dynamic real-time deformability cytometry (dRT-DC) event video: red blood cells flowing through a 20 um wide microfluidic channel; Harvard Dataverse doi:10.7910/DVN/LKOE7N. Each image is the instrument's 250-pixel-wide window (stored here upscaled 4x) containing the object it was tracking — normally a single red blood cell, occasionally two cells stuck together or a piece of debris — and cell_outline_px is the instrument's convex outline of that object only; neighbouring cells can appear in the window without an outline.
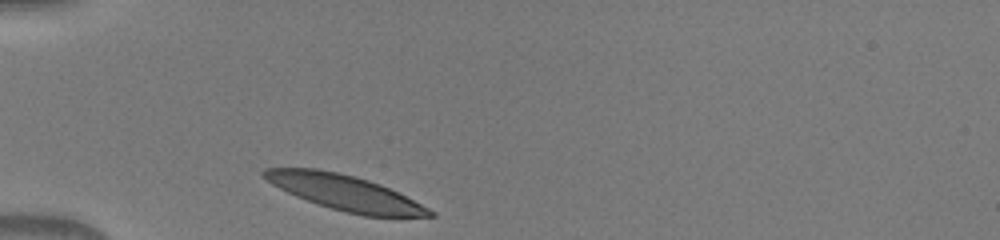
{"species": "human", "species_latin": "Homo sapiens", "temperature_condition": "warm", "stored_images_in_passage": 29, "camera_frame_rate_fps": 3000, "um_per_image_px": 0.085, "donor": {"sex": "male"}, "frame": {"image": 1, "passage_image": 1, "time_ms": 0.0, "image_size_px": [1000, 240], "cell_outline_px": [[436, 216], [364, 216], [344, 212], [296, 196], [272, 184], [260, 176], [260, 172], [264, 168], [316, 168], [336, 172], [368, 180], [380, 184], [436, 212]], "centroid_in_image_um": [29.26, 16.36], "position_along_channel_um": 55.7, "area_um2": 33.41}}
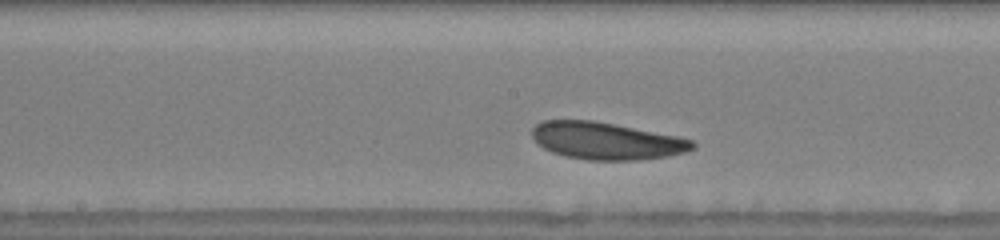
{"frame": {"image": 2, "passage_image": 13, "time_ms": 4.0, "image_size_px": [1000, 240], "cell_outline_px": [[696, 148], [684, 152], [668, 156], [636, 160], [588, 160], [564, 156], [552, 152], [536, 144], [532, 136], [532, 128], [536, 124], [544, 120], [592, 120], [676, 136], [692, 140], [696, 144]], "centroid_in_image_um": [51.5, 11.98], "position_along_channel_um": 196.7, "area_um2": 34.68}}